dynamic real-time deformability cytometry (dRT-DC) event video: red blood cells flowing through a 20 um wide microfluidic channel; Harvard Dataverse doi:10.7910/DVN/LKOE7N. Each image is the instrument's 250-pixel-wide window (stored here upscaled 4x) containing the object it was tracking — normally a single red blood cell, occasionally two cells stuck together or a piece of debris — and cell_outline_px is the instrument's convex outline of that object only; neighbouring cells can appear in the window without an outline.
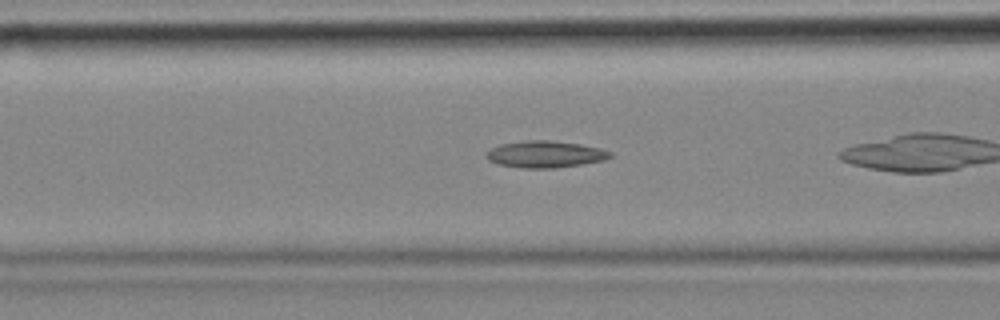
{"species": "common noctule bat (a hibernating species)", "species_latin": "Nyctalus noctula", "temperature_condition": "cold", "stored_images_in_passage": 29, "camera_frame_rate_fps": 3000, "um_per_image_px": 0.085, "animal": {"sex": "female", "body_mass_g": 18.4}, "frame": {"image": 1, "passage_image": 5, "time_ms": 1.333, "image_size_px": [1000, 320], "cell_outline_px": [[612, 156], [604, 160], [556, 168], [524, 168], [500, 164], [488, 160], [484, 156], [492, 148], [500, 144], [524, 140], [548, 140], [580, 144], [600, 148], [612, 152]], "centroid_in_image_um": [46.34, 13.1], "position_along_channel_um": 120.3, "area_um2": 19.19}}